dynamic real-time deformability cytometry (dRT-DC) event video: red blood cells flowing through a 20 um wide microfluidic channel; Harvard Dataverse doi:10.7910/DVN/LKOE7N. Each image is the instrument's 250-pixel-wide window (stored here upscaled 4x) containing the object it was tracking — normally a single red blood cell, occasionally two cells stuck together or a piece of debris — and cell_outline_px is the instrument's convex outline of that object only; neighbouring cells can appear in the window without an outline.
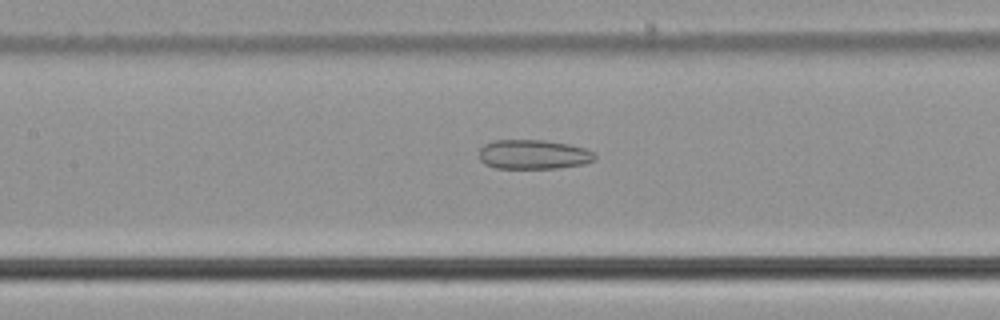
{"species": "common noctule bat (a hibernating species)", "species_latin": "Nyctalus noctula", "temperature_condition": "cold", "stored_images_in_passage": 46, "camera_frame_rate_fps": 3000, "um_per_image_px": 0.085, "animal": {"sex": "male", "body_mass_g": 21.5, "forearm_length_mm": 52.0}, "frame": {"image": 1, "passage_image": 17, "time_ms": 5.333, "image_size_px": [1000, 320], "cell_outline_px": [[596, 160], [584, 164], [556, 168], [496, 168], [484, 164], [480, 160], [480, 148], [484, 144], [492, 140], [544, 140], [568, 144], [584, 148], [592, 152], [596, 156]], "centroid_in_image_um": [45.33, 13.13], "position_along_channel_um": 162.1, "area_um2": 19.88}}
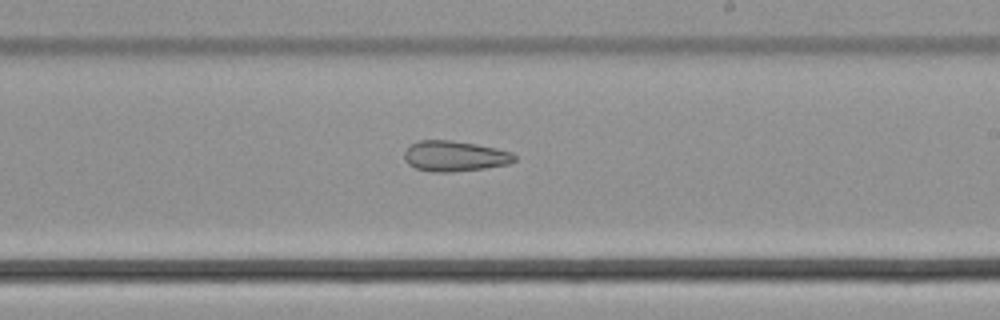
{"frame": {"image": 2, "passage_image": 24, "time_ms": 7.667, "image_size_px": [1000, 320], "cell_outline_px": [[516, 160], [508, 164], [484, 168], [452, 172], [432, 172], [416, 168], [408, 164], [404, 160], [404, 152], [412, 144], [420, 140], [452, 140], [476, 144], [496, 148], [512, 152], [516, 156]], "centroid_in_image_um": [38.65, 13.27], "position_along_channel_um": 250.4, "area_um2": 19.59}}
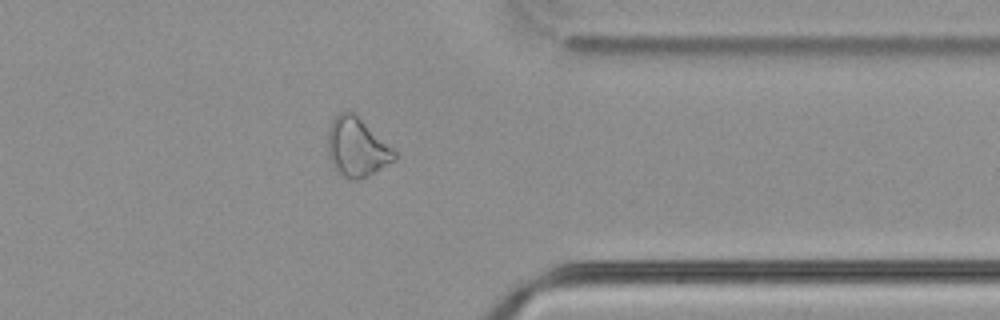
{"frame": {"image": 3, "passage_image": 35, "time_ms": 11.333, "image_size_px": [1000, 320], "cell_outline_px": [[396, 160], [368, 176], [356, 180], [352, 180], [336, 172], [332, 168], [328, 156], [328, 128], [332, 120], [340, 112], [356, 112], [396, 152]], "centroid_in_image_um": [30.32, 12.52], "position_along_channel_um": 381.1, "area_um2": 23.18}, "authors_computed_cell_mechanics": {"area_um2": 23.9581, "velocity_mm_per_s": 3.7894, "shape_relaxation_time_tau1_ms": null, "shape_relaxation_time_tau2_ms": 9.7844, "deformation_change_tau1": null, "deformation_change_tau2": 0.2043}}